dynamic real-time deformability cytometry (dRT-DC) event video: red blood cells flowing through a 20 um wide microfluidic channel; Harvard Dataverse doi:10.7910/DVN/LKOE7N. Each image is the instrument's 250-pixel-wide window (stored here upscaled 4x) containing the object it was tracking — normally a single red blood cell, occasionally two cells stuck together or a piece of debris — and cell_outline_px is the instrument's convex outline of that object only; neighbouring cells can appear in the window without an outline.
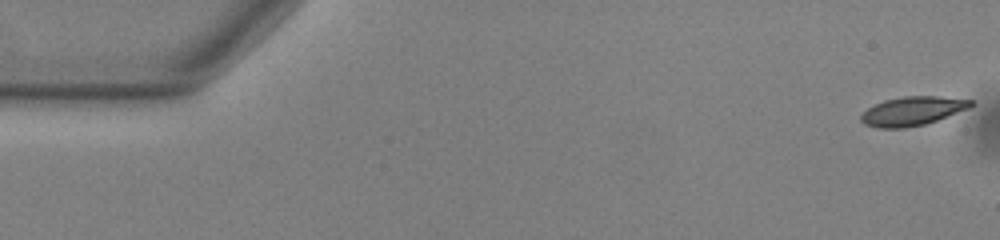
{"species": "common noctule bat (a hibernating species)", "species_latin": "Nyctalus noctula", "temperature_condition": "warm", "stored_images_in_passage": 54, "camera_frame_rate_fps": 3000, "um_per_image_px": 0.085, "animal": {"sex": "male", "body_mass_g": 13.0, "forearm_length_mm": 53.1}, "frame": {"image": 1, "passage_image": 1, "time_ms": 0.0, "image_size_px": [1000, 240], "cell_outline_px": [[976, 104], [968, 108], [936, 120], [924, 124], [904, 128], [876, 128], [864, 124], [860, 120], [860, 116], [868, 108], [884, 100], [904, 96], [940, 96], [972, 100]], "centroid_in_image_um": [77.54, 9.43], "position_along_channel_um": 7.5, "area_um2": 18.38}}
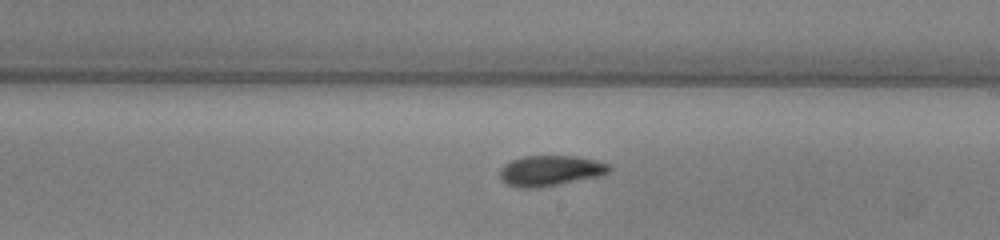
{"frame": {"image": 2, "passage_image": 31, "time_ms": 10.0, "image_size_px": [1000, 240], "cell_outline_px": [[612, 168], [604, 176], [540, 188], [516, 188], [504, 184], [500, 180], [500, 168], [504, 164], [512, 160], [524, 156], [576, 156], [596, 160], [608, 164]], "centroid_in_image_um": [46.77, 14.53], "position_along_channel_um": 242.2, "area_um2": 19.94}}
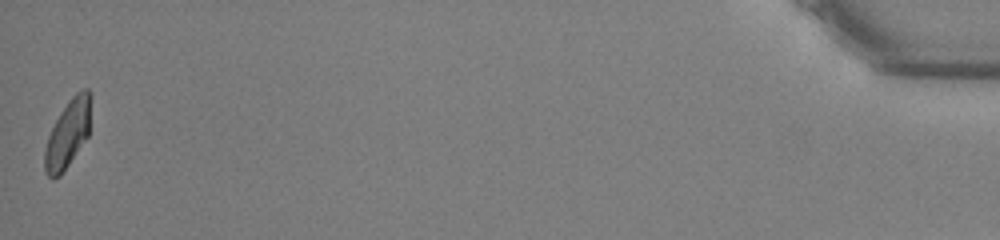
{"frame": {"image": 3, "passage_image": 54, "time_ms": 17.667, "image_size_px": [1000, 240], "cell_outline_px": [[92, 96], [88, 136], [60, 176], [48, 176], [44, 168], [44, 152], [48, 136], [60, 112], [68, 100], [76, 92], [84, 88], [88, 88], [92, 92]], "centroid_in_image_um": [5.79, 11.29], "position_along_channel_um": 429.4, "area_um2": 18.21}, "authors_computed_cell_mechanics": {"area_um2": 19.0162, "velocity_mm_per_s": 3.7827, "shape_relaxation_time_tau1_ms": 3.6784, "shape_relaxation_time_tau2_ms": 2.9608, "deformation_change_tau1": 0.1472, "deformation_change_tau2": 0.0921}}